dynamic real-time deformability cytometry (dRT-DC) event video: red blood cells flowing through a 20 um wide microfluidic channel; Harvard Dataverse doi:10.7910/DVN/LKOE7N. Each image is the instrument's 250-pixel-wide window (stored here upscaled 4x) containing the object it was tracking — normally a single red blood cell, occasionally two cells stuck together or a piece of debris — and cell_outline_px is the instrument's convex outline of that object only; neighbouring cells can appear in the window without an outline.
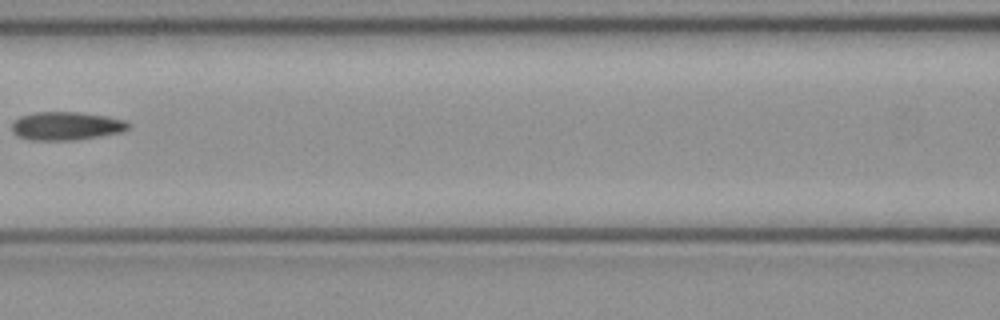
{"species": "common noctule bat (a hibernating species)", "species_latin": "Nyctalus noctula", "temperature_condition": "cold", "stored_images_in_passage": 4, "camera_frame_rate_fps": 3000, "um_per_image_px": 0.085, "animal": {"sex": "female", "body_mass_g": 21.9}, "frame": {"image": 1, "passage_image": 3, "time_ms": 0.667, "image_size_px": [1000, 320], "cell_outline_px": [[128, 128], [124, 132], [100, 136], [72, 140], [28, 140], [16, 136], [12, 132], [12, 124], [20, 116], [36, 112], [80, 112], [104, 116], [124, 120], [128, 124]], "centroid_in_image_um": [5.6, 10.71], "position_along_channel_um": 161.0, "area_um2": 19.19}}
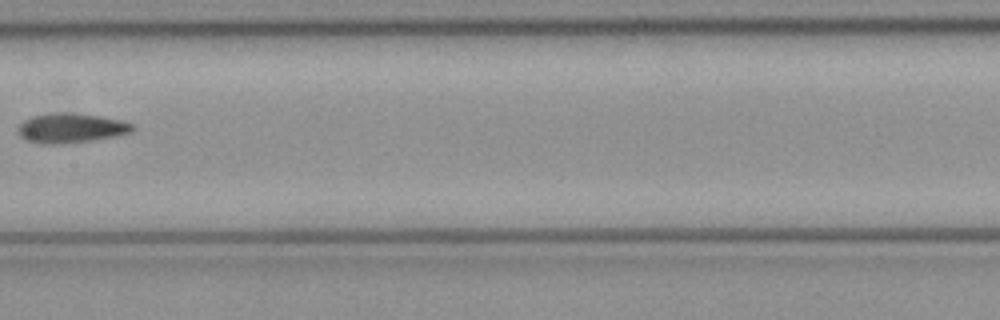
{"frame": {"image": 2, "passage_image": 4, "time_ms": 1.0, "image_size_px": [1000, 320], "cell_outline_px": [[136, 128], [132, 132], [112, 136], [88, 140], [56, 144], [44, 144], [28, 140], [20, 136], [16, 132], [20, 124], [24, 120], [32, 116], [56, 112], [64, 112], [100, 116], [120, 120], [132, 124]], "centroid_in_image_um": [6.0, 10.87], "position_along_channel_um": 201.4, "area_um2": 19.42}}